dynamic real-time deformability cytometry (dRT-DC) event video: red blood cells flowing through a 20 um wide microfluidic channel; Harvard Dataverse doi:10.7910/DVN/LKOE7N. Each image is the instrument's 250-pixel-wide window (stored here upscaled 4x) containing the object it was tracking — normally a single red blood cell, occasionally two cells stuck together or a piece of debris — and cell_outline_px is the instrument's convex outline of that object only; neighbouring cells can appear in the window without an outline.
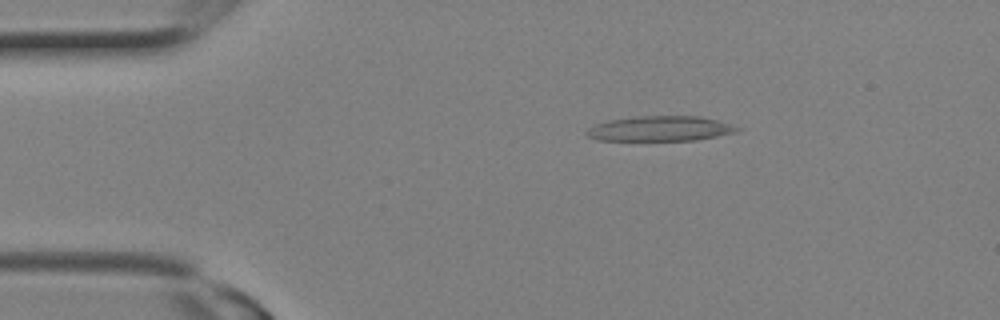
{"species": "Egyptian fruit bat (a non-hibernating species)", "species_latin": "Rousettus aegyptiacus", "temperature_condition": "room temperature", "stored_images_in_passage": 15, "camera_frame_rate_fps": 3000, "um_per_image_px": 0.085, "animal": {"sex": "female"}, "frame": {"image": 1, "passage_image": 2, "time_ms": 0.333, "image_size_px": [1000, 320], "cell_outline_px": [[744, 128], [736, 132], [696, 140], [596, 140], [588, 136], [584, 132], [588, 128], [596, 124], [608, 120], [636, 116], [700, 116], [716, 120]], "centroid_in_image_um": [56.11, 10.93], "position_along_channel_um": 28.9, "area_um2": 21.96}}
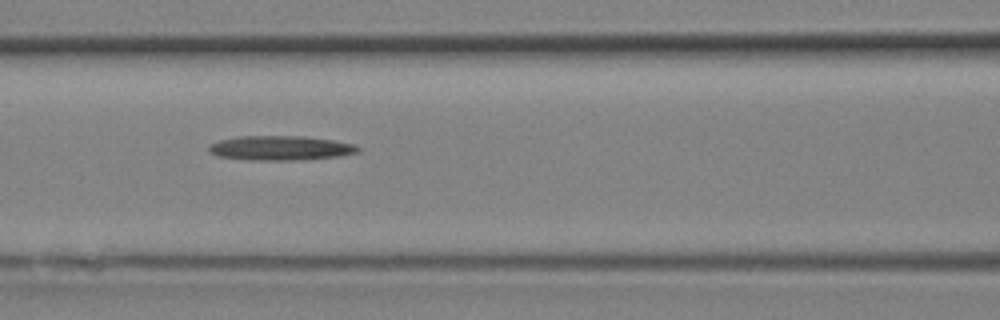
{"frame": {"image": 2, "passage_image": 8, "time_ms": 2.333, "image_size_px": [1000, 320], "cell_outline_px": [[360, 152], [340, 156], [292, 160], [264, 160], [220, 156], [208, 152], [208, 144], [220, 140], [240, 136], [304, 136], [332, 140], [356, 144], [360, 148]], "centroid_in_image_um": [23.88, 12.57], "position_along_channel_um": 142.7, "area_um2": 21.1}}
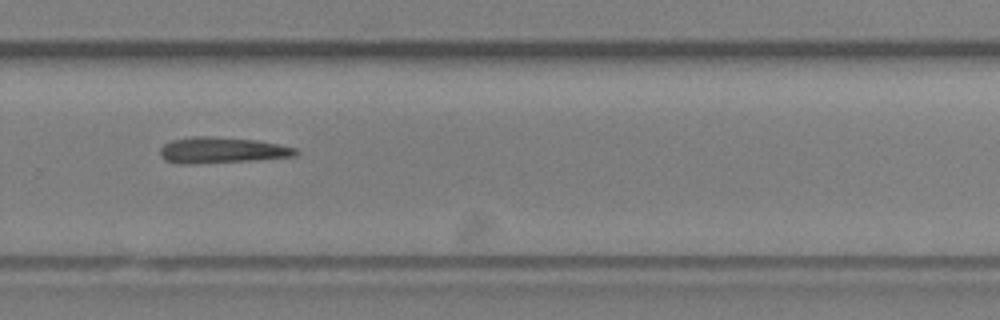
{"frame": {"image": 3, "passage_image": 14, "time_ms": 4.333, "image_size_px": [1000, 320], "cell_outline_px": [[300, 152], [296, 156], [252, 160], [192, 164], [176, 164], [164, 160], [160, 156], [160, 148], [164, 144], [172, 140], [192, 136], [208, 136], [256, 140], [296, 148]], "centroid_in_image_um": [18.81, 12.77], "position_along_channel_um": 311.0, "area_um2": 20.58}}